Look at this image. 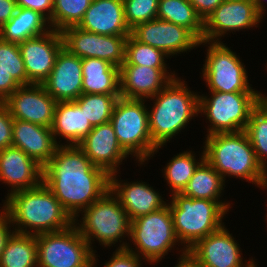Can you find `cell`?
<instances>
[{
	"instance_id": "7",
	"label": "cell",
	"mask_w": 267,
	"mask_h": 267,
	"mask_svg": "<svg viewBox=\"0 0 267 267\" xmlns=\"http://www.w3.org/2000/svg\"><path fill=\"white\" fill-rule=\"evenodd\" d=\"M145 102L119 97L110 119L119 144L130 157H135L138 166L153 158L158 148L149 132L148 103Z\"/></svg>"
},
{
	"instance_id": "5",
	"label": "cell",
	"mask_w": 267,
	"mask_h": 267,
	"mask_svg": "<svg viewBox=\"0 0 267 267\" xmlns=\"http://www.w3.org/2000/svg\"><path fill=\"white\" fill-rule=\"evenodd\" d=\"M73 221L78 232L88 242L94 253L97 252L92 245L95 239L104 246V250L105 247L108 249L111 246H117L118 249L127 247L126 237L129 240L131 220L111 189L107 190L88 208L82 210Z\"/></svg>"
},
{
	"instance_id": "29",
	"label": "cell",
	"mask_w": 267,
	"mask_h": 267,
	"mask_svg": "<svg viewBox=\"0 0 267 267\" xmlns=\"http://www.w3.org/2000/svg\"><path fill=\"white\" fill-rule=\"evenodd\" d=\"M199 155V158L196 159L194 151L179 152L164 166L162 173L170 187V196L174 193H181L189 183L197 167L205 160L204 150Z\"/></svg>"
},
{
	"instance_id": "40",
	"label": "cell",
	"mask_w": 267,
	"mask_h": 267,
	"mask_svg": "<svg viewBox=\"0 0 267 267\" xmlns=\"http://www.w3.org/2000/svg\"><path fill=\"white\" fill-rule=\"evenodd\" d=\"M17 7L32 9L42 15L48 20L51 19L53 12V0H15Z\"/></svg>"
},
{
	"instance_id": "4",
	"label": "cell",
	"mask_w": 267,
	"mask_h": 267,
	"mask_svg": "<svg viewBox=\"0 0 267 267\" xmlns=\"http://www.w3.org/2000/svg\"><path fill=\"white\" fill-rule=\"evenodd\" d=\"M205 160L223 177H234L267 190V171L258 162L245 130L206 136Z\"/></svg>"
},
{
	"instance_id": "44",
	"label": "cell",
	"mask_w": 267,
	"mask_h": 267,
	"mask_svg": "<svg viewBox=\"0 0 267 267\" xmlns=\"http://www.w3.org/2000/svg\"><path fill=\"white\" fill-rule=\"evenodd\" d=\"M16 8L15 0H0V28L14 16Z\"/></svg>"
},
{
	"instance_id": "13",
	"label": "cell",
	"mask_w": 267,
	"mask_h": 267,
	"mask_svg": "<svg viewBox=\"0 0 267 267\" xmlns=\"http://www.w3.org/2000/svg\"><path fill=\"white\" fill-rule=\"evenodd\" d=\"M225 224L199 240L188 250L189 258L198 267H256L253 258L243 261L242 249Z\"/></svg>"
},
{
	"instance_id": "27",
	"label": "cell",
	"mask_w": 267,
	"mask_h": 267,
	"mask_svg": "<svg viewBox=\"0 0 267 267\" xmlns=\"http://www.w3.org/2000/svg\"><path fill=\"white\" fill-rule=\"evenodd\" d=\"M49 20L41 13L17 7L14 16L0 28V38L11 43H22L51 31Z\"/></svg>"
},
{
	"instance_id": "37",
	"label": "cell",
	"mask_w": 267,
	"mask_h": 267,
	"mask_svg": "<svg viewBox=\"0 0 267 267\" xmlns=\"http://www.w3.org/2000/svg\"><path fill=\"white\" fill-rule=\"evenodd\" d=\"M125 21L130 30L157 18L159 0H123Z\"/></svg>"
},
{
	"instance_id": "15",
	"label": "cell",
	"mask_w": 267,
	"mask_h": 267,
	"mask_svg": "<svg viewBox=\"0 0 267 267\" xmlns=\"http://www.w3.org/2000/svg\"><path fill=\"white\" fill-rule=\"evenodd\" d=\"M131 35L139 42L163 51L170 59L200 47V40L190 30L157 18L137 25Z\"/></svg>"
},
{
	"instance_id": "45",
	"label": "cell",
	"mask_w": 267,
	"mask_h": 267,
	"mask_svg": "<svg viewBox=\"0 0 267 267\" xmlns=\"http://www.w3.org/2000/svg\"><path fill=\"white\" fill-rule=\"evenodd\" d=\"M174 267H198L189 256L180 257L177 259V264Z\"/></svg>"
},
{
	"instance_id": "26",
	"label": "cell",
	"mask_w": 267,
	"mask_h": 267,
	"mask_svg": "<svg viewBox=\"0 0 267 267\" xmlns=\"http://www.w3.org/2000/svg\"><path fill=\"white\" fill-rule=\"evenodd\" d=\"M82 94L120 96L119 67L98 58L82 59Z\"/></svg>"
},
{
	"instance_id": "6",
	"label": "cell",
	"mask_w": 267,
	"mask_h": 267,
	"mask_svg": "<svg viewBox=\"0 0 267 267\" xmlns=\"http://www.w3.org/2000/svg\"><path fill=\"white\" fill-rule=\"evenodd\" d=\"M169 205L176 236L180 241V257H185L188 250L199 240L220 229L225 223L227 211L217 202L191 198L182 193L170 196ZM223 221V222H222Z\"/></svg>"
},
{
	"instance_id": "46",
	"label": "cell",
	"mask_w": 267,
	"mask_h": 267,
	"mask_svg": "<svg viewBox=\"0 0 267 267\" xmlns=\"http://www.w3.org/2000/svg\"><path fill=\"white\" fill-rule=\"evenodd\" d=\"M253 1L256 5L258 12L265 18V13H266L265 11L267 9L265 8L266 7L265 2L267 4V1L266 0H253Z\"/></svg>"
},
{
	"instance_id": "22",
	"label": "cell",
	"mask_w": 267,
	"mask_h": 267,
	"mask_svg": "<svg viewBox=\"0 0 267 267\" xmlns=\"http://www.w3.org/2000/svg\"><path fill=\"white\" fill-rule=\"evenodd\" d=\"M118 174L119 172L110 175V189L118 197L131 221L167 205L166 199L152 185L140 180H120Z\"/></svg>"
},
{
	"instance_id": "19",
	"label": "cell",
	"mask_w": 267,
	"mask_h": 267,
	"mask_svg": "<svg viewBox=\"0 0 267 267\" xmlns=\"http://www.w3.org/2000/svg\"><path fill=\"white\" fill-rule=\"evenodd\" d=\"M78 146L94 166L103 169L109 176L118 173L120 165L129 158L110 122L94 126Z\"/></svg>"
},
{
	"instance_id": "36",
	"label": "cell",
	"mask_w": 267,
	"mask_h": 267,
	"mask_svg": "<svg viewBox=\"0 0 267 267\" xmlns=\"http://www.w3.org/2000/svg\"><path fill=\"white\" fill-rule=\"evenodd\" d=\"M0 67L10 73L20 86L28 85L24 61L17 43L0 38Z\"/></svg>"
},
{
	"instance_id": "16",
	"label": "cell",
	"mask_w": 267,
	"mask_h": 267,
	"mask_svg": "<svg viewBox=\"0 0 267 267\" xmlns=\"http://www.w3.org/2000/svg\"><path fill=\"white\" fill-rule=\"evenodd\" d=\"M4 103L13 119L52 127L57 101L42 84L20 86Z\"/></svg>"
},
{
	"instance_id": "20",
	"label": "cell",
	"mask_w": 267,
	"mask_h": 267,
	"mask_svg": "<svg viewBox=\"0 0 267 267\" xmlns=\"http://www.w3.org/2000/svg\"><path fill=\"white\" fill-rule=\"evenodd\" d=\"M82 82V58L62 47L51 73L42 85L57 102H67L75 101L82 95Z\"/></svg>"
},
{
	"instance_id": "18",
	"label": "cell",
	"mask_w": 267,
	"mask_h": 267,
	"mask_svg": "<svg viewBox=\"0 0 267 267\" xmlns=\"http://www.w3.org/2000/svg\"><path fill=\"white\" fill-rule=\"evenodd\" d=\"M167 67L122 64L119 68L120 97L148 100L178 75ZM170 71V72H169Z\"/></svg>"
},
{
	"instance_id": "8",
	"label": "cell",
	"mask_w": 267,
	"mask_h": 267,
	"mask_svg": "<svg viewBox=\"0 0 267 267\" xmlns=\"http://www.w3.org/2000/svg\"><path fill=\"white\" fill-rule=\"evenodd\" d=\"M129 241L133 243L134 248ZM129 241L126 249L134 252L149 265H157L168 252L175 250L176 245L180 246L169 205L132 220Z\"/></svg>"
},
{
	"instance_id": "25",
	"label": "cell",
	"mask_w": 267,
	"mask_h": 267,
	"mask_svg": "<svg viewBox=\"0 0 267 267\" xmlns=\"http://www.w3.org/2000/svg\"><path fill=\"white\" fill-rule=\"evenodd\" d=\"M92 128L84 111L75 101L56 103L51 130L58 145H62L61 137L65 140L64 145H78Z\"/></svg>"
},
{
	"instance_id": "31",
	"label": "cell",
	"mask_w": 267,
	"mask_h": 267,
	"mask_svg": "<svg viewBox=\"0 0 267 267\" xmlns=\"http://www.w3.org/2000/svg\"><path fill=\"white\" fill-rule=\"evenodd\" d=\"M0 267H38L36 235L14 232L2 252Z\"/></svg>"
},
{
	"instance_id": "23",
	"label": "cell",
	"mask_w": 267,
	"mask_h": 267,
	"mask_svg": "<svg viewBox=\"0 0 267 267\" xmlns=\"http://www.w3.org/2000/svg\"><path fill=\"white\" fill-rule=\"evenodd\" d=\"M77 27L100 35H130L123 0H93Z\"/></svg>"
},
{
	"instance_id": "43",
	"label": "cell",
	"mask_w": 267,
	"mask_h": 267,
	"mask_svg": "<svg viewBox=\"0 0 267 267\" xmlns=\"http://www.w3.org/2000/svg\"><path fill=\"white\" fill-rule=\"evenodd\" d=\"M193 8L196 10L198 16L205 22V20L213 13V11L224 0H188Z\"/></svg>"
},
{
	"instance_id": "10",
	"label": "cell",
	"mask_w": 267,
	"mask_h": 267,
	"mask_svg": "<svg viewBox=\"0 0 267 267\" xmlns=\"http://www.w3.org/2000/svg\"><path fill=\"white\" fill-rule=\"evenodd\" d=\"M225 44L204 40L199 42V46L207 47L200 74L209 92L261 93L249 84L248 72L240 56Z\"/></svg>"
},
{
	"instance_id": "41",
	"label": "cell",
	"mask_w": 267,
	"mask_h": 267,
	"mask_svg": "<svg viewBox=\"0 0 267 267\" xmlns=\"http://www.w3.org/2000/svg\"><path fill=\"white\" fill-rule=\"evenodd\" d=\"M19 87L12 75L0 67V102H4Z\"/></svg>"
},
{
	"instance_id": "38",
	"label": "cell",
	"mask_w": 267,
	"mask_h": 267,
	"mask_svg": "<svg viewBox=\"0 0 267 267\" xmlns=\"http://www.w3.org/2000/svg\"><path fill=\"white\" fill-rule=\"evenodd\" d=\"M143 259L128 249H118L111 255L109 261H105L102 267H142Z\"/></svg>"
},
{
	"instance_id": "28",
	"label": "cell",
	"mask_w": 267,
	"mask_h": 267,
	"mask_svg": "<svg viewBox=\"0 0 267 267\" xmlns=\"http://www.w3.org/2000/svg\"><path fill=\"white\" fill-rule=\"evenodd\" d=\"M225 187L226 185L223 177L206 160H204L197 167L195 173L190 178L189 183L181 193L191 198L217 201L227 212H229L231 207L230 202H226V200L224 201L222 199Z\"/></svg>"
},
{
	"instance_id": "2",
	"label": "cell",
	"mask_w": 267,
	"mask_h": 267,
	"mask_svg": "<svg viewBox=\"0 0 267 267\" xmlns=\"http://www.w3.org/2000/svg\"><path fill=\"white\" fill-rule=\"evenodd\" d=\"M2 207L17 233L39 235L64 230L74 221L51 190L42 182L35 188L12 193Z\"/></svg>"
},
{
	"instance_id": "39",
	"label": "cell",
	"mask_w": 267,
	"mask_h": 267,
	"mask_svg": "<svg viewBox=\"0 0 267 267\" xmlns=\"http://www.w3.org/2000/svg\"><path fill=\"white\" fill-rule=\"evenodd\" d=\"M13 122L14 119L6 104L0 102V150L12 147Z\"/></svg>"
},
{
	"instance_id": "11",
	"label": "cell",
	"mask_w": 267,
	"mask_h": 267,
	"mask_svg": "<svg viewBox=\"0 0 267 267\" xmlns=\"http://www.w3.org/2000/svg\"><path fill=\"white\" fill-rule=\"evenodd\" d=\"M38 267H97L99 260L74 224L36 235Z\"/></svg>"
},
{
	"instance_id": "17",
	"label": "cell",
	"mask_w": 267,
	"mask_h": 267,
	"mask_svg": "<svg viewBox=\"0 0 267 267\" xmlns=\"http://www.w3.org/2000/svg\"><path fill=\"white\" fill-rule=\"evenodd\" d=\"M28 85L42 84L51 73L57 54L63 47L60 31L52 29L44 35L19 43Z\"/></svg>"
},
{
	"instance_id": "35",
	"label": "cell",
	"mask_w": 267,
	"mask_h": 267,
	"mask_svg": "<svg viewBox=\"0 0 267 267\" xmlns=\"http://www.w3.org/2000/svg\"><path fill=\"white\" fill-rule=\"evenodd\" d=\"M165 58L170 57L155 47L139 42L131 34L128 36L123 64L166 67L167 60Z\"/></svg>"
},
{
	"instance_id": "42",
	"label": "cell",
	"mask_w": 267,
	"mask_h": 267,
	"mask_svg": "<svg viewBox=\"0 0 267 267\" xmlns=\"http://www.w3.org/2000/svg\"><path fill=\"white\" fill-rule=\"evenodd\" d=\"M0 258L10 236L15 232L7 211L0 206ZM12 228V229H11Z\"/></svg>"
},
{
	"instance_id": "14",
	"label": "cell",
	"mask_w": 267,
	"mask_h": 267,
	"mask_svg": "<svg viewBox=\"0 0 267 267\" xmlns=\"http://www.w3.org/2000/svg\"><path fill=\"white\" fill-rule=\"evenodd\" d=\"M263 18L253 0H224L205 20L202 40L224 42L221 37L257 28Z\"/></svg>"
},
{
	"instance_id": "34",
	"label": "cell",
	"mask_w": 267,
	"mask_h": 267,
	"mask_svg": "<svg viewBox=\"0 0 267 267\" xmlns=\"http://www.w3.org/2000/svg\"><path fill=\"white\" fill-rule=\"evenodd\" d=\"M93 0H53V12L50 26L62 31L70 26H77Z\"/></svg>"
},
{
	"instance_id": "33",
	"label": "cell",
	"mask_w": 267,
	"mask_h": 267,
	"mask_svg": "<svg viewBox=\"0 0 267 267\" xmlns=\"http://www.w3.org/2000/svg\"><path fill=\"white\" fill-rule=\"evenodd\" d=\"M119 97L111 94H82L75 102L94 127L110 122Z\"/></svg>"
},
{
	"instance_id": "30",
	"label": "cell",
	"mask_w": 267,
	"mask_h": 267,
	"mask_svg": "<svg viewBox=\"0 0 267 267\" xmlns=\"http://www.w3.org/2000/svg\"><path fill=\"white\" fill-rule=\"evenodd\" d=\"M157 19L183 26L202 41L204 22L188 0H159Z\"/></svg>"
},
{
	"instance_id": "9",
	"label": "cell",
	"mask_w": 267,
	"mask_h": 267,
	"mask_svg": "<svg viewBox=\"0 0 267 267\" xmlns=\"http://www.w3.org/2000/svg\"><path fill=\"white\" fill-rule=\"evenodd\" d=\"M209 93L199 95V114L210 123L205 136L245 130L252 110L265 97V93Z\"/></svg>"
},
{
	"instance_id": "1",
	"label": "cell",
	"mask_w": 267,
	"mask_h": 267,
	"mask_svg": "<svg viewBox=\"0 0 267 267\" xmlns=\"http://www.w3.org/2000/svg\"><path fill=\"white\" fill-rule=\"evenodd\" d=\"M43 183L74 219L110 189V176L78 145H59L43 167Z\"/></svg>"
},
{
	"instance_id": "24",
	"label": "cell",
	"mask_w": 267,
	"mask_h": 267,
	"mask_svg": "<svg viewBox=\"0 0 267 267\" xmlns=\"http://www.w3.org/2000/svg\"><path fill=\"white\" fill-rule=\"evenodd\" d=\"M12 146L23 150L44 167L59 146L50 127L14 119Z\"/></svg>"
},
{
	"instance_id": "3",
	"label": "cell",
	"mask_w": 267,
	"mask_h": 267,
	"mask_svg": "<svg viewBox=\"0 0 267 267\" xmlns=\"http://www.w3.org/2000/svg\"><path fill=\"white\" fill-rule=\"evenodd\" d=\"M182 80L177 76L158 94L146 100L153 102V106H148V118L152 142L158 147L154 154L199 114V94L187 88L185 79Z\"/></svg>"
},
{
	"instance_id": "21",
	"label": "cell",
	"mask_w": 267,
	"mask_h": 267,
	"mask_svg": "<svg viewBox=\"0 0 267 267\" xmlns=\"http://www.w3.org/2000/svg\"><path fill=\"white\" fill-rule=\"evenodd\" d=\"M0 182L11 187L5 199L14 192L37 187L43 182V167L23 150L7 147L0 150Z\"/></svg>"
},
{
	"instance_id": "32",
	"label": "cell",
	"mask_w": 267,
	"mask_h": 267,
	"mask_svg": "<svg viewBox=\"0 0 267 267\" xmlns=\"http://www.w3.org/2000/svg\"><path fill=\"white\" fill-rule=\"evenodd\" d=\"M258 162L267 171V97L252 110L245 129Z\"/></svg>"
},
{
	"instance_id": "12",
	"label": "cell",
	"mask_w": 267,
	"mask_h": 267,
	"mask_svg": "<svg viewBox=\"0 0 267 267\" xmlns=\"http://www.w3.org/2000/svg\"><path fill=\"white\" fill-rule=\"evenodd\" d=\"M63 47L79 58H98L121 67L129 35H100L70 26L61 31Z\"/></svg>"
}]
</instances>
